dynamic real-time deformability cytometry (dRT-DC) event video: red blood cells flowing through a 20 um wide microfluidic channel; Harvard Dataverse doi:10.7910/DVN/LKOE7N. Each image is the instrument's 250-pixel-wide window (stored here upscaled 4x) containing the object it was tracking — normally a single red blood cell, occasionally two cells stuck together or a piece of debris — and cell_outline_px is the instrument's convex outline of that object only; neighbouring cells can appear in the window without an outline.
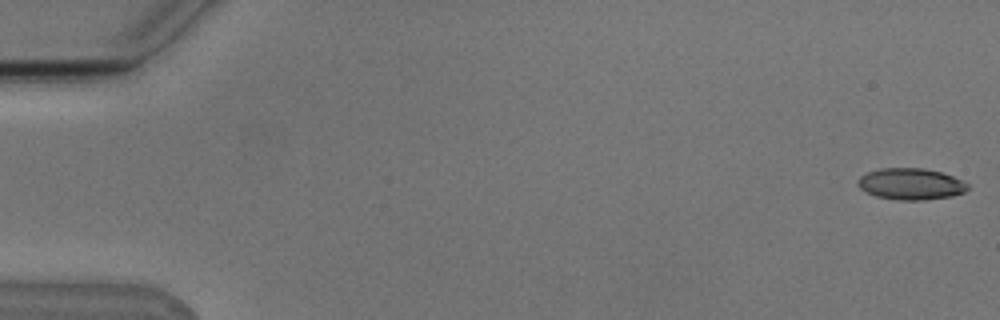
{"species": "Egyptian fruit bat (a non-hibernating species)", "species_latin": "Rousettus aegyptiacus", "temperature_condition": "cold", "stored_images_in_passage": 25, "camera_frame_rate_fps": 3000, "um_per_image_px": 0.085, "animal": {"sex": "male"}, "frame": {"image": 1, "passage_image": 1, "time_ms": 0.0, "image_size_px": [1000, 320], "cell_outline_px": [[968, 188], [964, 192], [952, 196], [924, 200], [900, 200], [876, 196], [860, 188], [856, 184], [856, 180], [860, 176], [868, 172], [880, 168], [924, 168], [940, 172], [952, 176], [968, 184]], "centroid_in_image_um": [77.39, 15.63], "position_along_channel_um": 7.6, "area_um2": 20.06}}